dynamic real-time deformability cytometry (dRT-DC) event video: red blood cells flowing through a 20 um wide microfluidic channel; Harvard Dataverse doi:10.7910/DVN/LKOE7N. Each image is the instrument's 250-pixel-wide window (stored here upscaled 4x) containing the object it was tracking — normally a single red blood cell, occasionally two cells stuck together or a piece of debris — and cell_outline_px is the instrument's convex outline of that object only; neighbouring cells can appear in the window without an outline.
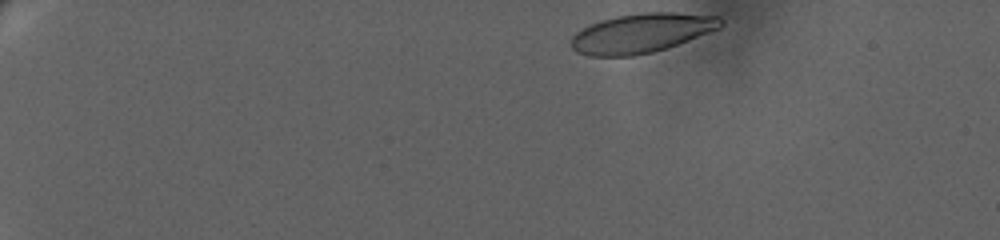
{"species": "human", "species_latin": "Homo sapiens", "temperature_condition": "warm", "stored_images_in_passage": 61, "camera_frame_rate_fps": 3000, "um_per_image_px": 0.085, "donor": {"sex": "female"}, "frame": {"image": 1, "passage_image": 1, "time_ms": 0.0, "image_size_px": [1000, 240], "cell_outline_px": [[724, 24], [720, 28], [688, 40], [652, 52], [632, 56], [588, 56], [576, 52], [572, 48], [572, 36], [576, 32], [588, 24], [600, 20], [616, 16], [644, 12], [676, 12], [720, 16], [724, 20]], "centroid_in_image_um": [54.53, 2.8], "position_along_channel_um": 30.5, "area_um2": 34.33}}
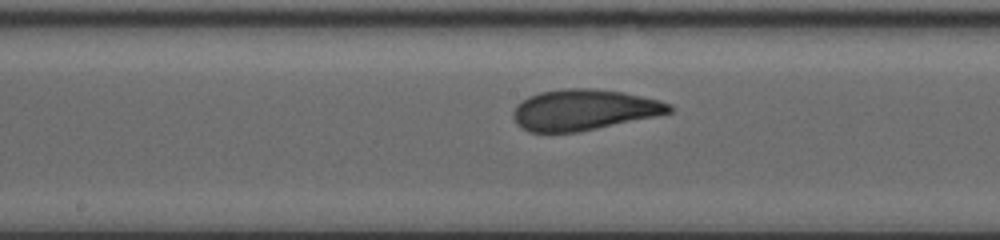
{"frame": {"image": 2, "passage_image": 34, "time_ms": 9.333, "image_size_px": [1000, 240], "cell_outline_px": [[676, 108], [672, 112], [656, 116], [576, 132], [528, 132], [516, 124], [512, 116], [512, 112], [516, 104], [528, 96], [540, 92], [564, 88], [592, 88], [624, 92], [660, 100], [672, 104]], "centroid_in_image_um": [49.62, 9.32], "position_along_channel_um": 198.6, "area_um2": 37.34}}
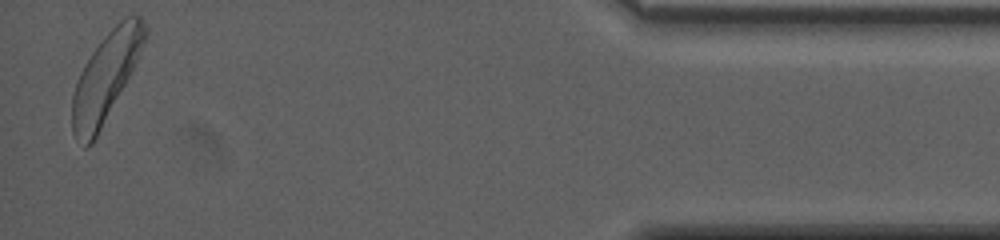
{"frame": {"image": 3, "passage_image": 61, "time_ms": 18.333, "image_size_px": [1000, 240], "cell_outline_px": [[148, 32], [136, 60], [124, 84], [92, 144], [88, 148], [84, 148], [76, 140], [72, 132], [72, 96], [80, 72], [84, 64], [92, 52], [104, 36], [124, 16], [140, 16], [144, 20], [148, 28]], "centroid_in_image_um": [8.95, 6.55], "position_along_channel_um": 426.2, "area_um2": 36.53}, "authors_computed_cell_mechanics": {"area_um2": 36.5874, "velocity_mm_per_s": 3.1636, "shape_relaxation_time_tau1_ms": 3.3366, "shape_relaxation_time_tau2_ms": 1.3692, "deformation_change_tau1": 0.1325, "deformation_change_tau2": 0.0794}}